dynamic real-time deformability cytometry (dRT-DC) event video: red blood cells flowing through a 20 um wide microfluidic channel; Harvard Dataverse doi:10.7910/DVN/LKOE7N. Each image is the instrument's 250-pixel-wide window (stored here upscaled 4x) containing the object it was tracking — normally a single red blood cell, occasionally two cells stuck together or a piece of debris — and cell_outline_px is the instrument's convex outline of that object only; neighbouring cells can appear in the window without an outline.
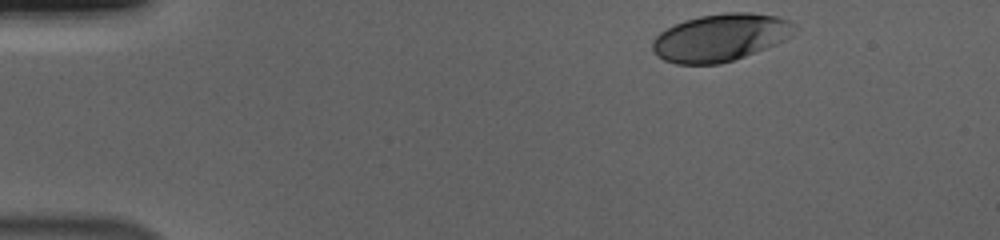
{"species": "human", "species_latin": "Homo sapiens", "temperature_condition": "cold", "stored_images_in_passage": 41, "camera_frame_rate_fps": 3000, "um_per_image_px": 0.085, "donor": {"sex": "male"}, "frame": {"image": 1, "passage_image": 1, "time_ms": 0.0, "image_size_px": [1000, 240], "cell_outline_px": [[796, 24], [788, 36], [776, 44], [744, 56], [720, 64], [676, 64], [664, 60], [652, 48], [652, 40], [660, 32], [684, 20], [700, 16], [724, 12], [752, 12], [776, 16], [788, 20]], "centroid_in_image_um": [61.21, 3.18], "position_along_channel_um": 23.8, "area_um2": 38.78}}
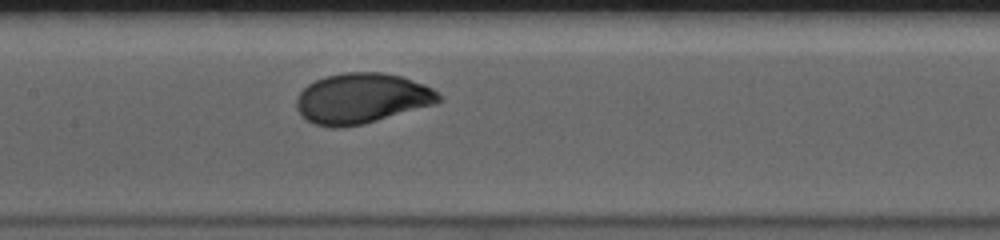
{"frame": {"image": 2, "passage_image": 21, "time_ms": 6.667, "image_size_px": [1000, 240], "cell_outline_px": [[440, 100], [436, 104], [364, 124], [336, 128], [332, 128], [316, 124], [308, 120], [296, 108], [296, 96], [308, 84], [324, 76], [344, 72], [384, 72], [400, 76], [424, 84], [432, 88], [440, 96]], "centroid_in_image_um": [30.74, 8.36], "position_along_channel_um": 176.7, "area_um2": 41.67}}
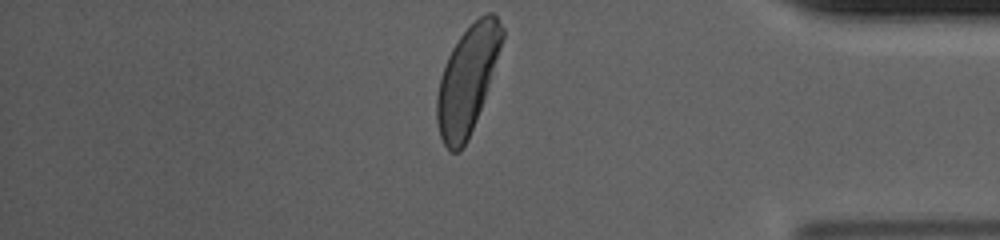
{"frame": {"image": 3, "passage_image": 41, "time_ms": 13.333, "image_size_px": [1000, 240], "cell_outline_px": [[504, 36], [480, 108], [468, 140], [460, 152], [448, 152], [440, 136], [436, 120], [436, 100], [440, 76], [448, 56], [452, 48], [460, 36], [480, 16], [488, 12], [492, 12], [496, 16], [504, 28]], "centroid_in_image_um": [39.69, 6.81], "position_along_channel_um": 395.5, "area_um2": 40.0}, "authors_computed_cell_mechanics": {"area_um2": 41.0958, "velocity_mm_per_s": 3.6594, "shape_relaxation_time_tau1_ms": 2.7825, "shape_relaxation_time_tau2_ms": null, "deformation_change_tau1": 0.1669, "deformation_change_tau2": null}}